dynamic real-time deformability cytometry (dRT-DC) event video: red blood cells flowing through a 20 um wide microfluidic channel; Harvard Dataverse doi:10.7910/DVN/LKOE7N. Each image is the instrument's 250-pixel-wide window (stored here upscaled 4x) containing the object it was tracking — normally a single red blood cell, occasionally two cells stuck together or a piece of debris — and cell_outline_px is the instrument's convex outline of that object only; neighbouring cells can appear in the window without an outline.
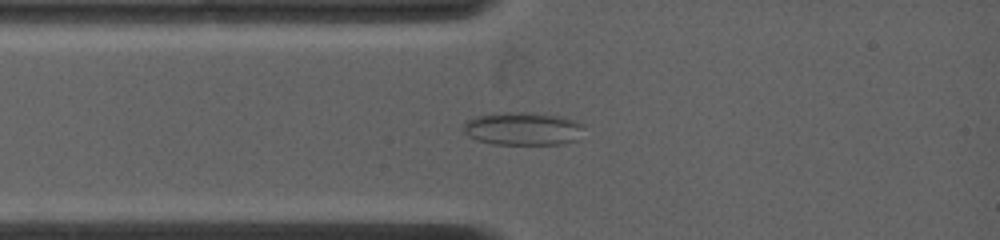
{"species": "common noctule bat (a hibernating species)", "species_latin": "Nyctalus noctula", "temperature_condition": "warm", "stored_images_in_passage": 11, "camera_frame_rate_fps": 4500, "um_per_image_px": 0.085, "animal": {"sex": "female", "body_mass_g": 19.0, "forearm_length_mm": 53.3}, "frame": {"image": 1, "passage_image": 7, "time_ms": 1.778, "image_size_px": [1000, 240], "cell_outline_px": [[584, 128], [580, 140], [560, 144], [492, 144], [476, 140], [468, 136], [464, 132], [464, 124], [468, 120], [476, 116], [504, 112], [524, 112], [560, 116], [576, 120], [584, 124]], "centroid_in_image_um": [44.5, 10.95], "position_along_channel_um": 40.5, "area_um2": 23.47}}
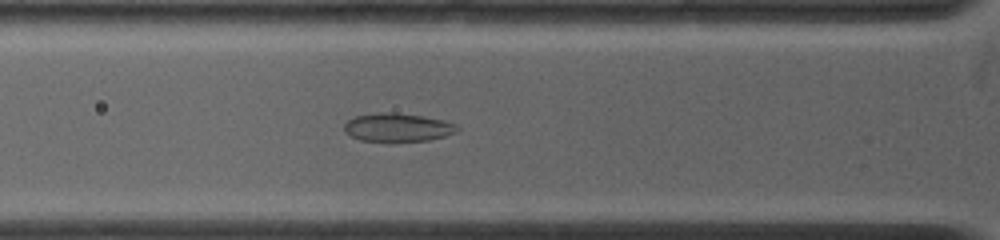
{"frame": {"image": 2, "passage_image": 11, "time_ms": 3.111, "image_size_px": [1000, 240], "cell_outline_px": [[460, 128], [456, 132], [444, 136], [428, 140], [388, 144], [360, 140], [344, 132], [344, 124], [348, 120], [356, 116], [376, 112], [388, 112], [424, 116], [456, 124]], "centroid_in_image_um": [33.76, 10.87], "position_along_channel_um": 92.0, "area_um2": 19.25}}